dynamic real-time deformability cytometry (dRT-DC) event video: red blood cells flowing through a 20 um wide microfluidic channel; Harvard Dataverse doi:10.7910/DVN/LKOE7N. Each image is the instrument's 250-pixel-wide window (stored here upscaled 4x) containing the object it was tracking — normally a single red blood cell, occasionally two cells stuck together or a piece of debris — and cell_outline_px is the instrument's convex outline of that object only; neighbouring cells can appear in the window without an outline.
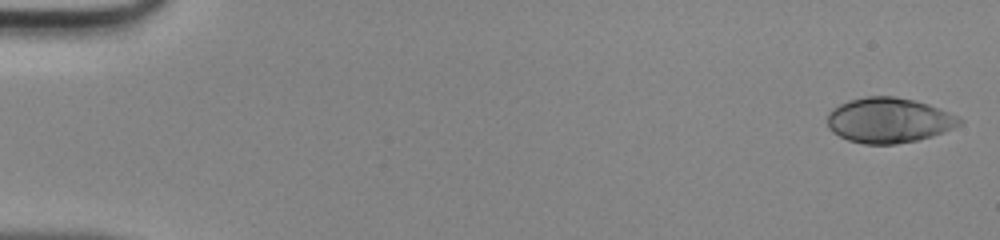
{"species": "human", "species_latin": "Homo sapiens", "temperature_condition": "room temperature", "stored_images_in_passage": 47, "camera_frame_rate_fps": 3000, "um_per_image_px": 0.085, "donor": {"sex": "male"}, "frame": {"image": 1, "passage_image": 1, "time_ms": 0.0, "image_size_px": [1000, 240], "cell_outline_px": [[964, 120], [960, 124], [944, 132], [932, 136], [916, 140], [896, 144], [864, 144], [848, 140], [832, 132], [828, 128], [828, 112], [832, 108], [848, 100], [868, 96], [892, 96], [912, 100], [928, 104], [960, 116]], "centroid_in_image_um": [75.55, 10.22], "position_along_channel_um": 9.5, "area_um2": 34.8}}
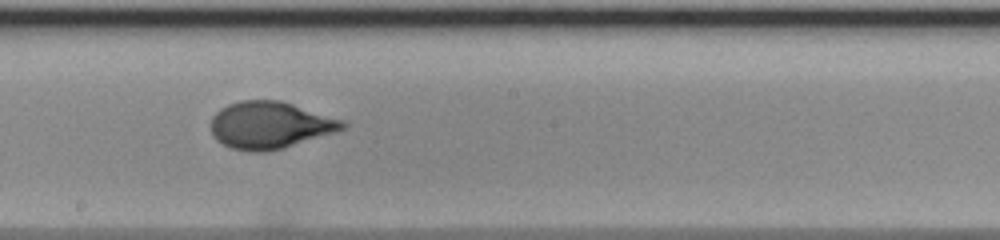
{"frame": {"image": 2, "passage_image": 27, "time_ms": 8.667, "image_size_px": [1000, 240], "cell_outline_px": [[348, 128], [336, 132], [284, 148], [264, 152], [248, 152], [232, 148], [216, 140], [212, 136], [212, 116], [220, 108], [228, 104], [240, 100], [280, 100], [344, 120], [348, 124]], "centroid_in_image_um": [22.97, 10.64], "position_along_channel_um": 225.2, "area_um2": 36.36}}
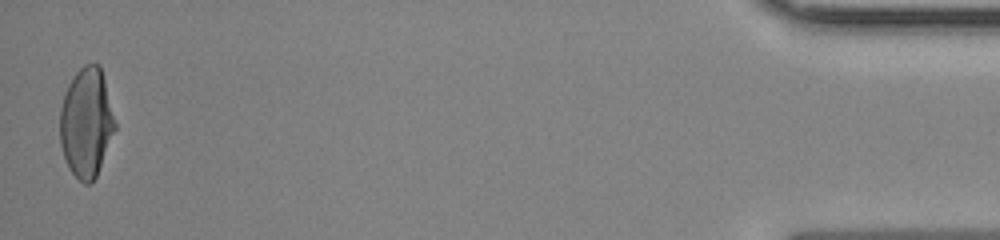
{"frame": {"image": 3, "passage_image": 47, "time_ms": 15.333, "image_size_px": [1000, 240], "cell_outline_px": [[116, 128], [96, 176], [88, 184], [84, 184], [68, 168], [60, 144], [60, 108], [64, 92], [72, 76], [84, 64], [100, 64], [116, 124]], "centroid_in_image_um": [7.32, 10.4], "position_along_channel_um": 427.9, "area_um2": 34.97}}